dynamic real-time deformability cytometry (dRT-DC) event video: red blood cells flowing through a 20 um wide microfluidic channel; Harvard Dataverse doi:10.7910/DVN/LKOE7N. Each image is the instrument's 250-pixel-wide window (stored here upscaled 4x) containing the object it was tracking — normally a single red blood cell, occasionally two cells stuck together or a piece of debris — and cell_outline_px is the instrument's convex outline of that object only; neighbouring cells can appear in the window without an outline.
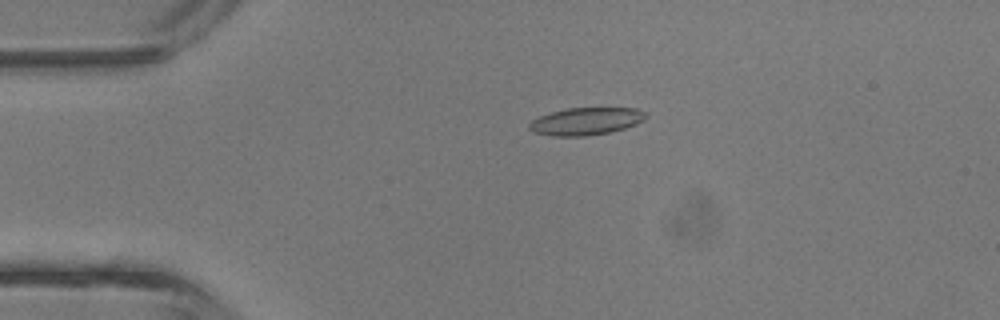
{"species": "common noctule bat (a hibernating species)", "species_latin": "Nyctalus noctula", "temperature_condition": "room temperature", "stored_images_in_passage": 24, "camera_frame_rate_fps": 3000, "um_per_image_px": 0.085, "animal": {"sex": "male", "body_mass_g": 13.3}, "frame": {"image": 1, "passage_image": 5, "time_ms": 1.333, "image_size_px": [1000, 320], "cell_outline_px": [[648, 116], [644, 120], [636, 124], [624, 128], [608, 132], [588, 136], [552, 136], [532, 132], [528, 128], [528, 124], [532, 120], [540, 116], [552, 112], [568, 108], [636, 108], [644, 112]], "centroid_in_image_um": [49.79, 10.31], "position_along_channel_um": 35.2, "area_um2": 18.61}}
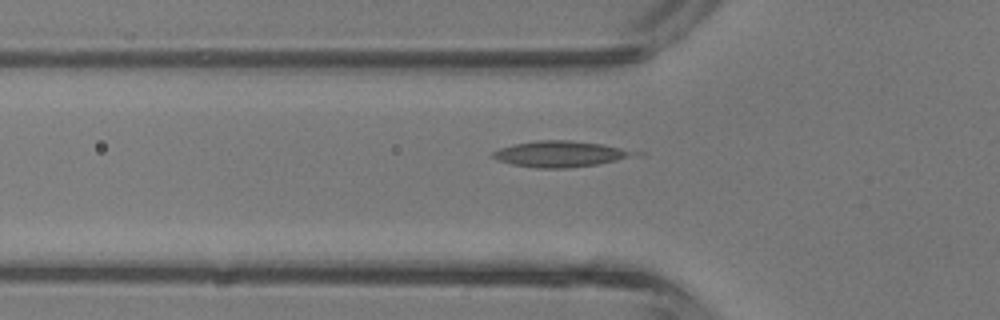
{"frame": {"image": 2, "passage_image": 10, "time_ms": 3.0, "image_size_px": [1000, 320], "cell_outline_px": [[648, 156], [596, 164], [568, 168], [536, 168], [512, 164], [500, 160], [492, 156], [492, 152], [500, 148], [512, 144], [536, 140], [568, 140], [600, 144], [648, 152]], "centroid_in_image_um": [47.84, 13.08], "position_along_channel_um": 78.0, "area_um2": 22.02}}
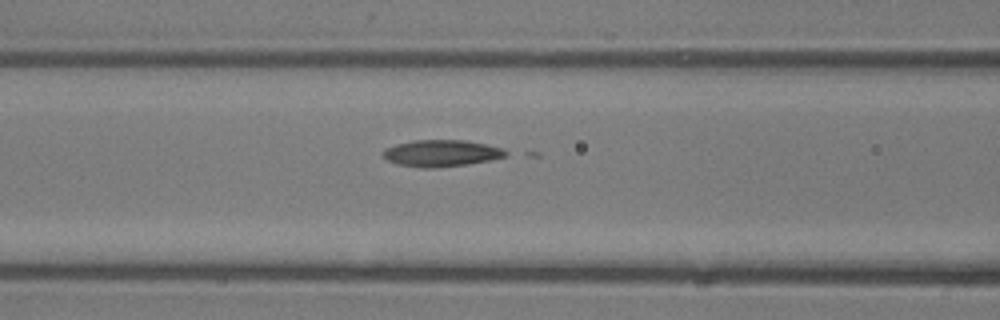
{"frame": {"image": 3, "passage_image": 13, "time_ms": 4.0, "image_size_px": [1000, 320], "cell_outline_px": [[512, 152], [508, 156], [468, 164], [436, 168], [424, 168], [396, 164], [388, 160], [380, 152], [384, 148], [396, 144], [412, 140], [464, 140], [504, 148]], "centroid_in_image_um": [37.53, 13.02], "position_along_channel_um": 129.1, "area_um2": 19.31}}